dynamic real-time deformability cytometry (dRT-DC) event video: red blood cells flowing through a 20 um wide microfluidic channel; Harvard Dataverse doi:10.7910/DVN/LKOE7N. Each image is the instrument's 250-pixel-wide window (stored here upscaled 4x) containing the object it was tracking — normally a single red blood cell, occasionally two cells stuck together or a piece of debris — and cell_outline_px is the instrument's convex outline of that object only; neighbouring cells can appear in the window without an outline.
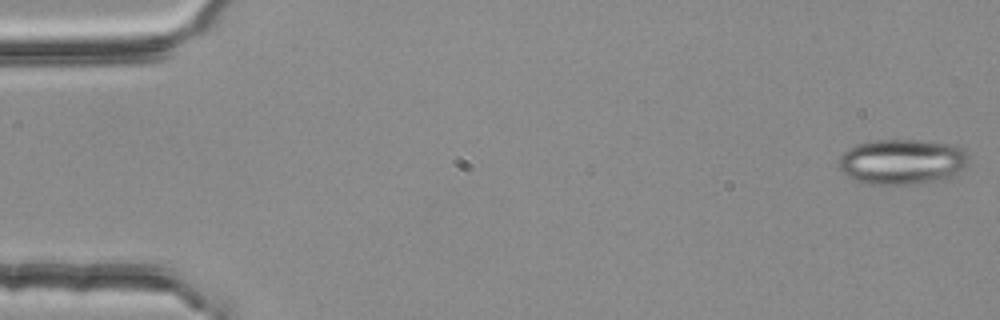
{"species": "common noctule bat (a hibernating species)", "species_latin": "Nyctalus noctula", "temperature_condition": "room temperature", "stored_images_in_passage": 54, "camera_frame_rate_fps": 3000, "um_per_image_px": 0.085, "animal": {"sex": "female", "body_mass_g": 25.1}, "frame": {"image": 1, "passage_image": 1, "time_ms": 0.0, "image_size_px": [1000, 320], "cell_outline_px": [[968, 164], [964, 168], [952, 176], [944, 180], [912, 184], [868, 184], [856, 180], [848, 176], [840, 168], [836, 160], [848, 148], [856, 144], [876, 140], [916, 140], [952, 144], [964, 148], [968, 156]], "centroid_in_image_um": [76.7, 13.74], "position_along_channel_um": 8.3, "area_um2": 34.56}}
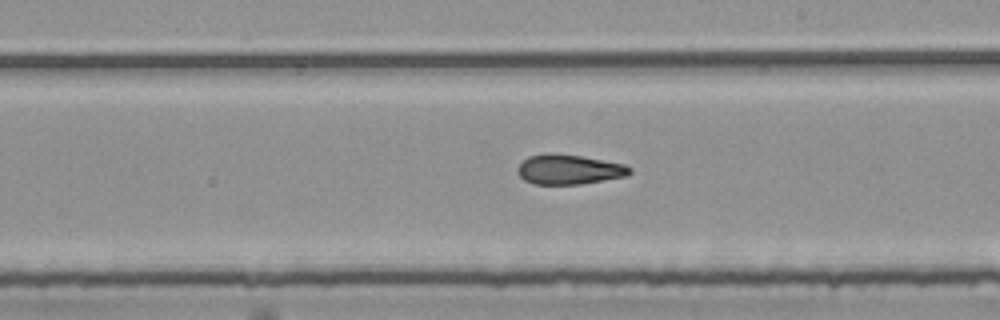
{"frame": {"image": 2, "passage_image": 31, "time_ms": 10.0, "image_size_px": [1000, 320], "cell_outline_px": [[632, 172], [624, 176], [604, 180], [580, 184], [532, 184], [524, 180], [516, 172], [516, 168], [528, 156], [548, 152], [552, 152], [584, 156], [624, 164], [632, 168]], "centroid_in_image_um": [48.33, 14.39], "position_along_channel_um": 240.7, "area_um2": 19.71}}
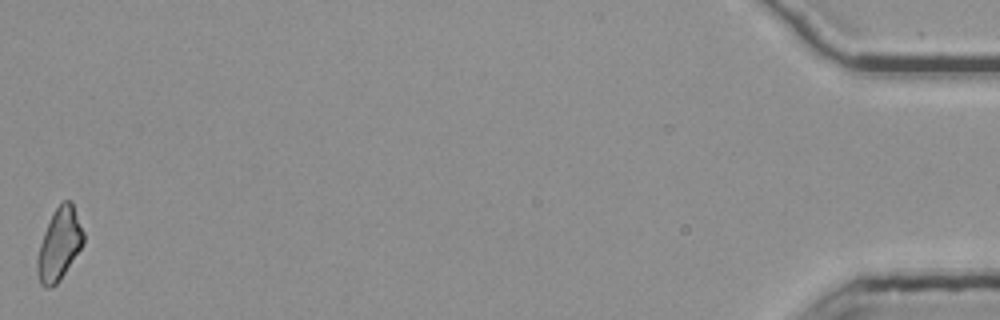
{"frame": {"image": 3, "passage_image": 54, "time_ms": 17.667, "image_size_px": [1000, 320], "cell_outline_px": [[84, 244], [60, 280], [56, 284], [48, 288], [40, 284], [36, 272], [36, 260], [40, 244], [44, 232], [56, 208], [64, 200], [72, 200], [84, 232]], "centroid_in_image_um": [5.05, 20.78], "position_along_channel_um": 430.2, "area_um2": 19.36}, "authors_computed_cell_mechanics": {"area_um2": 20.0855, "velocity_mm_per_s": 3.7913, "shape_relaxation_time_tau1_ms": null, "shape_relaxation_time_tau2_ms": 3.3883, "deformation_change_tau1": null, "deformation_change_tau2": 0.1214}}